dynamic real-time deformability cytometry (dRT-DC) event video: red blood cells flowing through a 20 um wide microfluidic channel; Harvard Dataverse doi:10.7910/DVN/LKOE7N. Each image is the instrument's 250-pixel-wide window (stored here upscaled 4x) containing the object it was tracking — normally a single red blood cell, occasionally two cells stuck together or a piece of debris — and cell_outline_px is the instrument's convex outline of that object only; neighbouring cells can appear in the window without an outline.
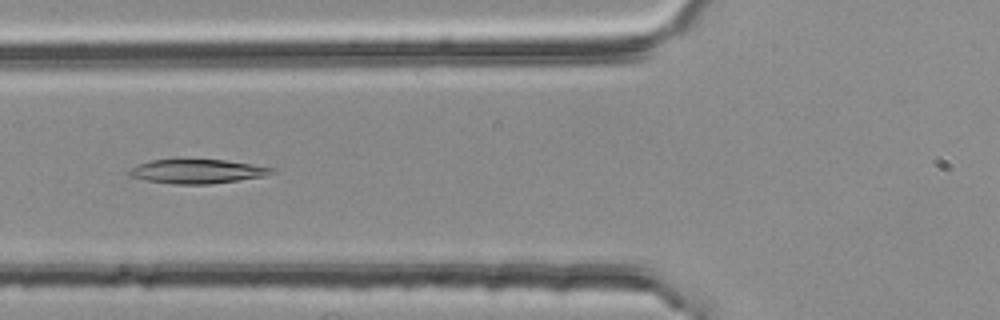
{"species": "common noctule bat (a hibernating species)", "species_latin": "Nyctalus noctula", "temperature_condition": "room temperature", "stored_images_in_passage": 52, "camera_frame_rate_fps": 3000, "um_per_image_px": 0.085, "animal": {"sex": "female", "body_mass_g": 25.1}, "frame": {"image": 1, "passage_image": 19, "time_ms": 6.0, "image_size_px": [1000, 320], "cell_outline_px": [[276, 172], [264, 176], [208, 184], [176, 184], [144, 180], [132, 176], [124, 172], [140, 164], [152, 160], [224, 160], [276, 168]], "centroid_in_image_um": [16.77, 14.57], "position_along_channel_um": 109.0, "area_um2": 19.71}}
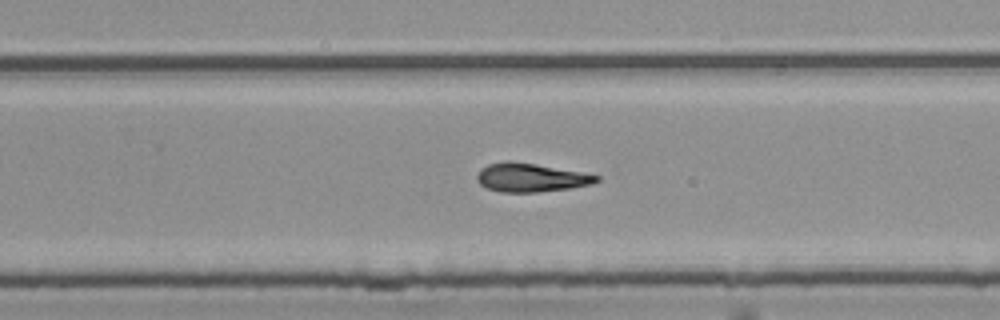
{"frame": {"image": 2, "passage_image": 33, "time_ms": 10.667, "image_size_px": [1000, 320], "cell_outline_px": [[600, 180], [592, 184], [572, 188], [536, 192], [500, 192], [488, 188], [480, 184], [476, 180], [476, 176], [480, 168], [488, 164], [508, 160], [536, 164], [600, 176]], "centroid_in_image_um": [45.08, 15.09], "position_along_channel_um": 284.7, "area_um2": 19.88}}
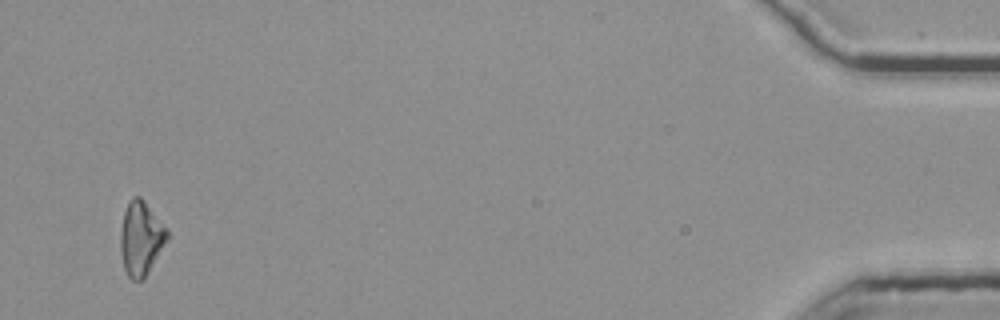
{"frame": {"image": 3, "passage_image": 51, "time_ms": 16.667, "image_size_px": [1000, 320], "cell_outline_px": [[168, 236], [144, 280], [132, 280], [128, 276], [124, 268], [120, 252], [120, 228], [124, 212], [132, 196], [140, 196], [144, 200], [168, 228]], "centroid_in_image_um": [11.96, 20.25], "position_along_channel_um": 423.2, "area_um2": 20.11}}